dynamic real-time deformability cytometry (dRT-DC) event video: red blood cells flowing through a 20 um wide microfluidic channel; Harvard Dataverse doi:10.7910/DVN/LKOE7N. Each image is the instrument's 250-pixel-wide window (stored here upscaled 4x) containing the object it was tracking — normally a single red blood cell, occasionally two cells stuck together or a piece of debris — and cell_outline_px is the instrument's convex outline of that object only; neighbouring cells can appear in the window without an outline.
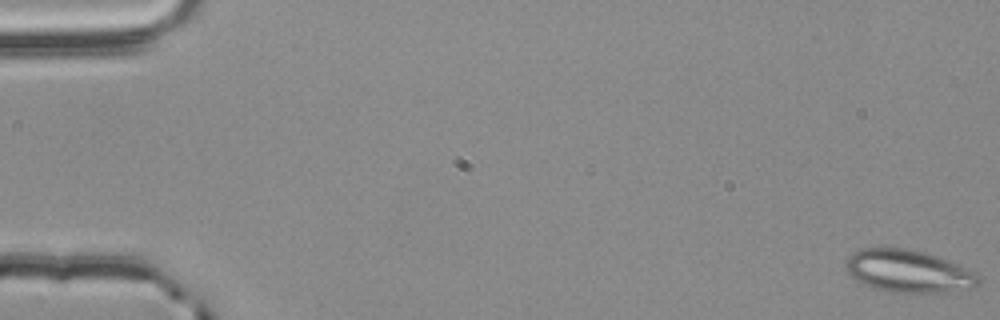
{"species": "common noctule bat (a hibernating species)", "species_latin": "Nyctalus noctula", "temperature_condition": "room temperature", "stored_images_in_passage": 12, "camera_frame_rate_fps": 3000, "um_per_image_px": 0.085, "animal": {"sex": "male", "body_mass_g": 20.4}, "frame": {"image": 1, "passage_image": 1, "time_ms": 0.0, "image_size_px": [1000, 320], "cell_outline_px": [[980, 284], [972, 288], [936, 292], [888, 292], [876, 288], [856, 280], [848, 272], [844, 264], [848, 256], [852, 252], [864, 248], [908, 248], [928, 252], [976, 272], [980, 276]], "centroid_in_image_um": [77.22, 23.03], "position_along_channel_um": 7.8, "area_um2": 32.83}}